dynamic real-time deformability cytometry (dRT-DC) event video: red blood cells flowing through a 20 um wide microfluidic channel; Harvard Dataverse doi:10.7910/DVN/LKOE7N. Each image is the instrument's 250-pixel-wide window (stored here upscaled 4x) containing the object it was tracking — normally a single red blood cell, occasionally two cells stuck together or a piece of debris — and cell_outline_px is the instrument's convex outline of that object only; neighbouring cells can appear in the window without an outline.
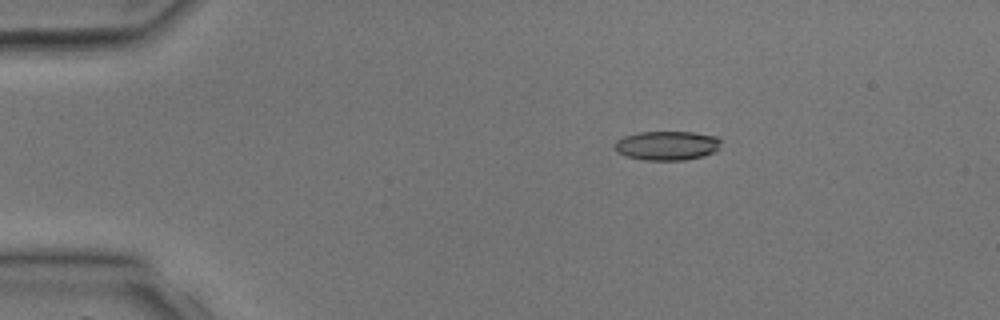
{"species": "common noctule bat (a hibernating species)", "species_latin": "Nyctalus noctula", "temperature_condition": "room temperature", "stored_images_in_passage": 2, "camera_frame_rate_fps": 3000, "um_per_image_px": 0.085, "animal": {"sex": "male", "body_mass_g": 17.9, "forearm_length_mm": 54.2}, "frame": {"image": 1, "passage_image": 1, "time_ms": 0.0, "image_size_px": [1000, 320], "cell_outline_px": [[724, 140], [720, 148], [716, 152], [704, 156], [684, 160], [644, 160], [624, 156], [616, 152], [612, 144], [616, 140], [624, 136], [640, 132], [692, 132], [716, 136]], "centroid_in_image_um": [56.71, 12.38], "position_along_channel_um": 28.3, "area_um2": 18.55}}